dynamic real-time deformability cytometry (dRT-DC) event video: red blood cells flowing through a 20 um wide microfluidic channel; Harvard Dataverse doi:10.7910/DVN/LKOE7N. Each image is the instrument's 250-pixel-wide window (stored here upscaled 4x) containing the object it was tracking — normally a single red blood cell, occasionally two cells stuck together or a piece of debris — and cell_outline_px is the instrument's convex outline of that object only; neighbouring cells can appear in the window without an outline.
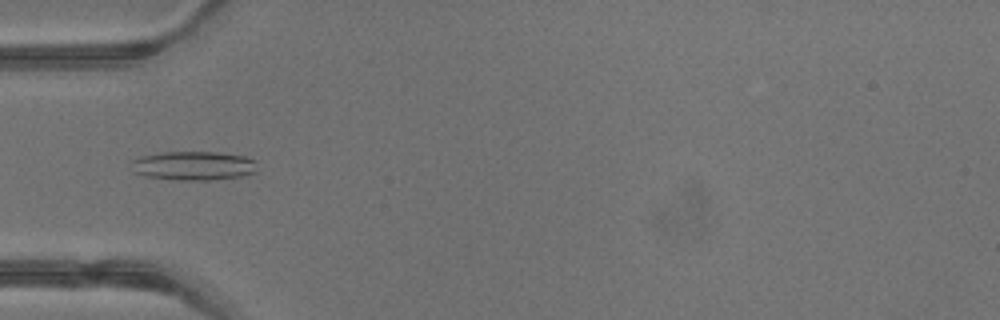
{"species": "common noctule bat (a hibernating species)", "species_latin": "Nyctalus noctula", "temperature_condition": "warm", "stored_images_in_passage": 42, "camera_frame_rate_fps": 3000, "um_per_image_px": 0.085, "animal": {"sex": "male", "body_mass_g": 13.3}, "frame": {"image": 1, "passage_image": 14, "time_ms": 4.333, "image_size_px": [1000, 320], "cell_outline_px": [[256, 172], [244, 176], [208, 180], [176, 180], [144, 176], [136, 172], [132, 160], [140, 156], [164, 152], [216, 152], [244, 156], [252, 160]], "centroid_in_image_um": [16.44, 14.09], "position_along_channel_um": 68.6, "area_um2": 20.98}}
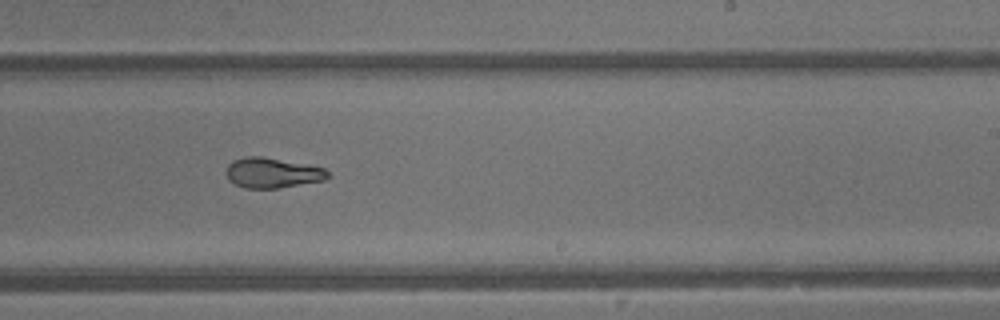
{"frame": {"image": 2, "passage_image": 26, "time_ms": 8.333, "image_size_px": [1000, 320], "cell_outline_px": [[332, 176], [324, 180], [276, 188], [244, 188], [228, 180], [228, 164], [232, 160], [244, 156], [264, 156], [308, 164], [324, 168]], "centroid_in_image_um": [23.17, 14.67], "position_along_channel_um": 265.8, "area_um2": 17.92}}
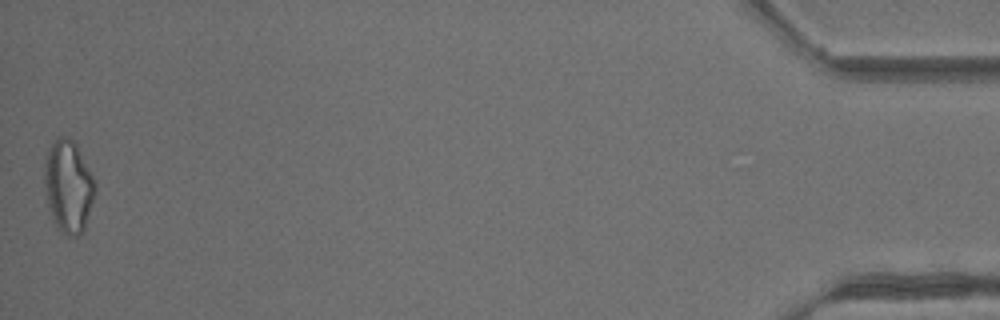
{"frame": {"image": 3, "passage_image": 42, "time_ms": 13.667, "image_size_px": [1000, 320], "cell_outline_px": [[96, 192], [84, 232], [80, 236], [68, 236], [52, 220], [48, 204], [44, 180], [44, 156], [56, 136], [68, 136], [76, 144], [96, 184]], "centroid_in_image_um": [5.81, 15.83], "position_along_channel_um": 429.4, "area_um2": 27.4}, "authors_computed_cell_mechanics": {"area_um2": 20.519, "velocity_mm_per_s": 4.9096, "shape_relaxation_time_tau1_ms": 9.2352, "shape_relaxation_time_tau2_ms": 1.5345, "deformation_change_tau1": 0.2938, "deformation_change_tau2": 0.0882}}